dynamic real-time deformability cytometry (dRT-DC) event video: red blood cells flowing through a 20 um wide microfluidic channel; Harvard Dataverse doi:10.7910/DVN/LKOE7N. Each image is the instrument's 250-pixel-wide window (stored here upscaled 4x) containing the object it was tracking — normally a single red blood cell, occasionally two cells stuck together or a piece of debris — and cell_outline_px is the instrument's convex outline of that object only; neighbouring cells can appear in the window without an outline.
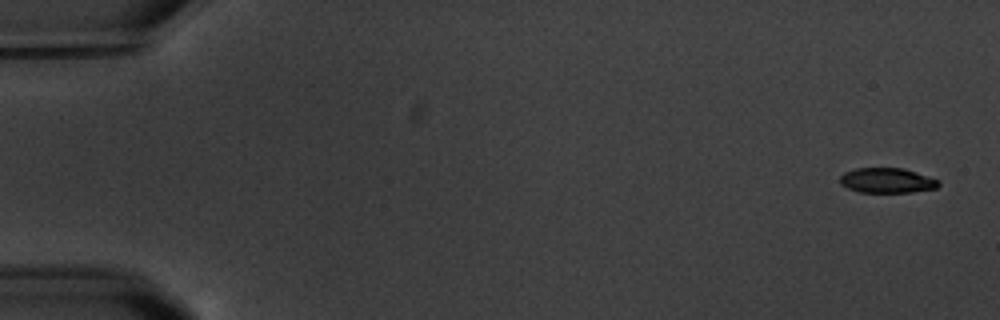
{"species": "common noctule bat (a hibernating species)", "species_latin": "Nyctalus noctula", "temperature_condition": "warm", "stored_images_in_passage": 5, "camera_frame_rate_fps": 3000, "um_per_image_px": 0.085, "animal": {"sex": "male", "body_mass_g": 20.1, "forearm_length_mm": 53.5}, "frame": {"image": 1, "passage_image": 1, "time_ms": 0.0, "image_size_px": [1000, 320], "cell_outline_px": [[940, 184], [936, 188], [912, 192], [860, 192], [848, 188], [840, 184], [840, 176], [844, 172], [856, 168], [904, 168], [940, 180]], "centroid_in_image_um": [75.4, 15.33], "position_along_channel_um": 9.6, "area_um2": 14.39}}
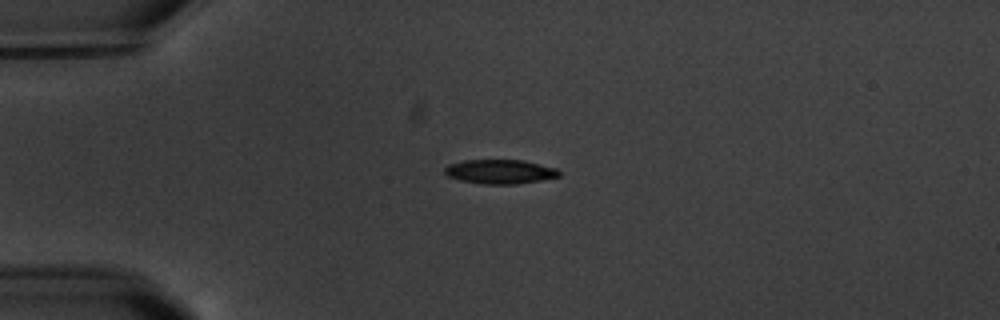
{"frame": {"image": 2, "passage_image": 4, "time_ms": 4.333, "image_size_px": [1000, 320], "cell_outline_px": [[560, 176], [540, 180], [516, 184], [484, 184], [460, 180], [448, 176], [444, 172], [444, 168], [448, 164], [464, 160], [524, 160], [556, 168], [560, 172]], "centroid_in_image_um": [42.49, 14.58], "position_along_channel_um": 42.5, "area_um2": 16.13}}